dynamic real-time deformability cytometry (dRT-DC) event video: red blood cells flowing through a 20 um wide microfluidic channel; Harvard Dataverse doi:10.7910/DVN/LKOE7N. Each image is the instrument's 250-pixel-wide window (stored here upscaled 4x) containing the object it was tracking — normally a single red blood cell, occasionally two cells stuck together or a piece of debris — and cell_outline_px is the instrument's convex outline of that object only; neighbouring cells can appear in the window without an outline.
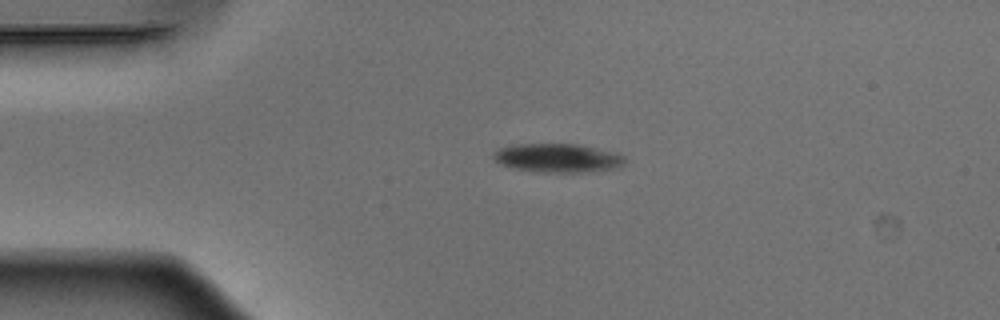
{"species": "Egyptian fruit bat (a non-hibernating species)", "species_latin": "Rousettus aegyptiacus", "temperature_condition": "warm", "stored_images_in_passage": 46, "camera_frame_rate_fps": 3000, "um_per_image_px": 0.085, "animal": {"sex": "male"}, "frame": {"image": 1, "passage_image": 6, "time_ms": 1.667, "image_size_px": [1000, 320], "cell_outline_px": [[628, 160], [624, 164], [616, 168], [584, 172], [540, 172], [512, 168], [500, 164], [492, 156], [500, 148], [516, 144], [576, 144], [596, 148], [612, 152], [624, 156]], "centroid_in_image_um": [47.42, 13.43], "position_along_channel_um": 37.6, "area_um2": 21.85}}
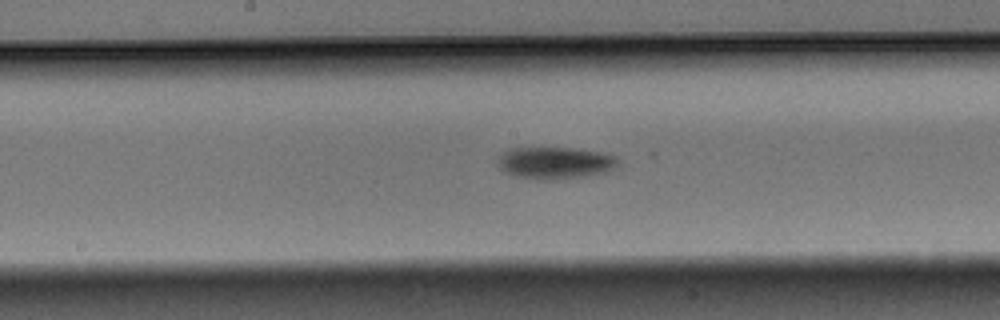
{"frame": {"image": 2, "passage_image": 21, "time_ms": 6.667, "image_size_px": [1000, 320], "cell_outline_px": [[620, 160], [608, 172], [588, 176], [556, 180], [540, 180], [516, 176], [500, 168], [496, 160], [500, 152], [508, 148], [572, 148], [600, 152], [616, 156]], "centroid_in_image_um": [47.16, 13.84], "position_along_channel_um": 201.0, "area_um2": 22.66}}
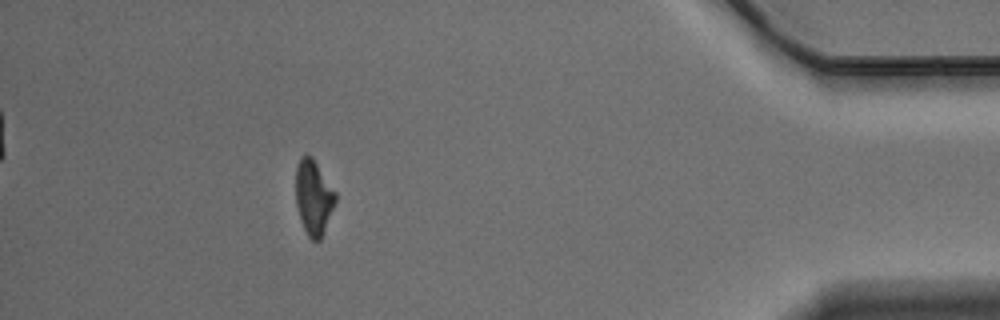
{"frame": {"image": 3, "passage_image": 41, "time_ms": 13.333, "image_size_px": [1000, 320], "cell_outline_px": [[336, 200], [324, 232], [320, 240], [312, 240], [308, 236], [300, 220], [296, 204], [296, 168], [300, 156], [312, 156], [336, 192]], "centroid_in_image_um": [26.65, 16.77], "position_along_channel_um": 408.6, "area_um2": 17.22}, "authors_computed_cell_mechanics": {"area_um2": 21.3282, "velocity_mm_per_s": 3.9, "shape_relaxation_time_tau1_ms": 1.2844, "shape_relaxation_time_tau2_ms": null, "deformation_change_tau1": 0.1211, "deformation_change_tau2": null}}